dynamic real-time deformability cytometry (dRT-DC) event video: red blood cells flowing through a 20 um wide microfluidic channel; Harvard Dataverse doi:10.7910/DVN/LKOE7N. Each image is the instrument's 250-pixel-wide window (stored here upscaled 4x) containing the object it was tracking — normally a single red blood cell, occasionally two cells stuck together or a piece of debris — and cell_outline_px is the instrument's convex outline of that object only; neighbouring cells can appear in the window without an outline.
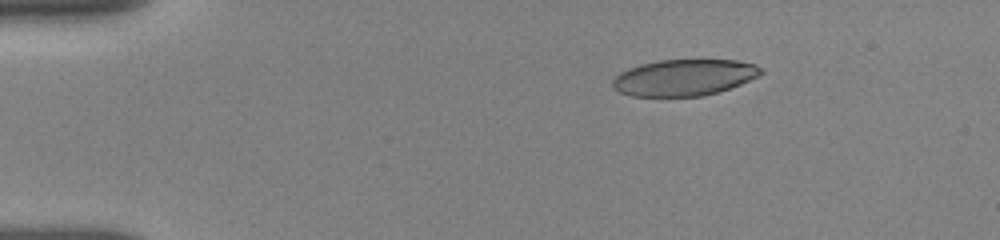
{"species": "human", "species_latin": "Homo sapiens", "temperature_condition": "room temperature", "stored_images_in_passage": 5, "camera_frame_rate_fps": 3000, "um_per_image_px": 0.085, "donor": {"sex": "female"}, "frame": {"image": 1, "passage_image": 2, "time_ms": 0.667, "image_size_px": [1000, 240], "cell_outline_px": [[764, 72], [760, 76], [740, 84], [716, 92], [700, 96], [632, 96], [620, 92], [612, 84], [612, 80], [620, 72], [628, 68], [640, 64], [656, 60], [736, 60], [756, 64], [764, 68]], "centroid_in_image_um": [58.18, 6.57], "position_along_channel_um": 26.8, "area_um2": 31.44}}
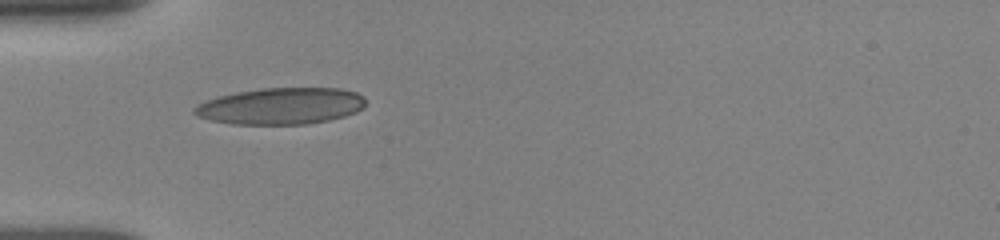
{"frame": {"image": 2, "passage_image": 5, "time_ms": 3.333, "image_size_px": [1000, 240], "cell_outline_px": [[364, 108], [356, 112], [344, 116], [328, 120], [308, 124], [232, 124], [212, 120], [196, 116], [192, 112], [192, 108], [196, 104], [216, 96], [236, 92], [260, 88], [340, 88], [356, 92], [364, 96]], "centroid_in_image_um": [23.85, 9.01], "position_along_channel_um": 61.2, "area_um2": 36.76}}